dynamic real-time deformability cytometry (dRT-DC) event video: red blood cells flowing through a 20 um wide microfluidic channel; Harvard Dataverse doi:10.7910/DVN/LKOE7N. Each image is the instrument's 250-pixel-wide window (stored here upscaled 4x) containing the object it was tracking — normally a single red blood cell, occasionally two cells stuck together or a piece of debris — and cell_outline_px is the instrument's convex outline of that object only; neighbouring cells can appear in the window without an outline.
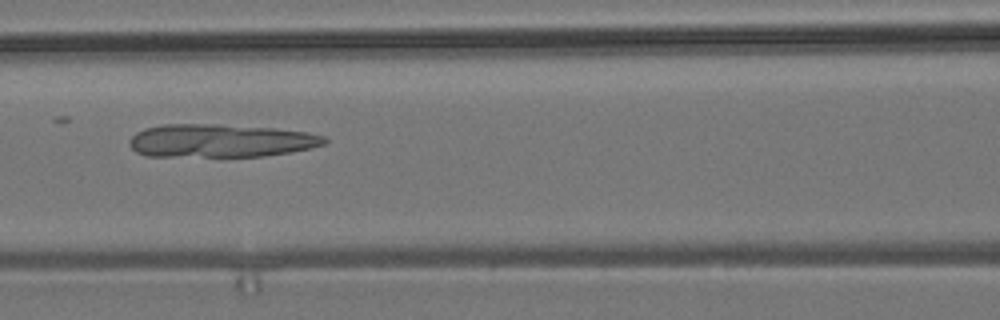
{"species": "common noctule bat (a hibernating species)", "species_latin": "Nyctalus noctula", "temperature_condition": "room temperature", "stored_images_in_passage": 6, "camera_frame_rate_fps": 3000, "um_per_image_px": 0.085, "animal": {"sex": "male", "body_mass_g": 19.2, "forearm_length_mm": 51.8}, "frame": {"image": 1, "passage_image": 3, "time_ms": 2.333, "image_size_px": [1000, 320], "cell_outline_px": [[328, 140], [324, 144], [312, 148], [264, 156], [144, 156], [136, 152], [128, 144], [128, 140], [136, 132], [144, 128], [164, 124], [216, 124], [276, 128], [308, 132], [324, 136]], "centroid_in_image_um": [18.72, 11.95], "position_along_channel_um": 147.9, "area_um2": 37.86}}
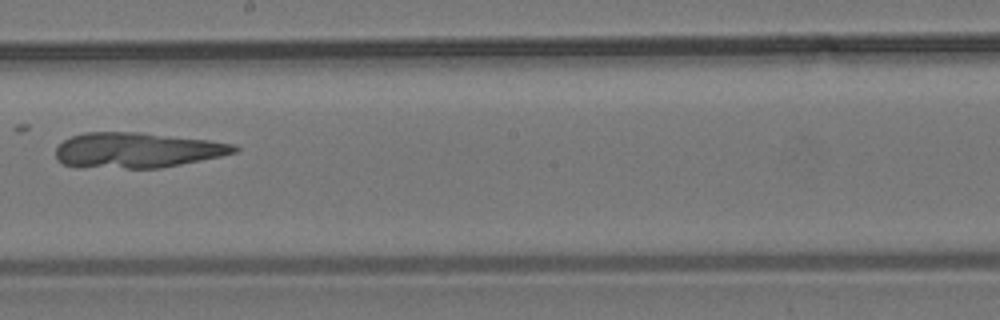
{"frame": {"image": 2, "passage_image": 5, "time_ms": 4.667, "image_size_px": [1000, 320], "cell_outline_px": [[240, 148], [236, 152], [220, 156], [160, 168], [124, 168], [64, 164], [56, 156], [56, 148], [64, 140], [72, 136], [84, 132], [140, 132], [208, 140], [236, 144]], "centroid_in_image_um": [11.7, 12.74], "position_along_channel_um": 236.5, "area_um2": 36.18}}
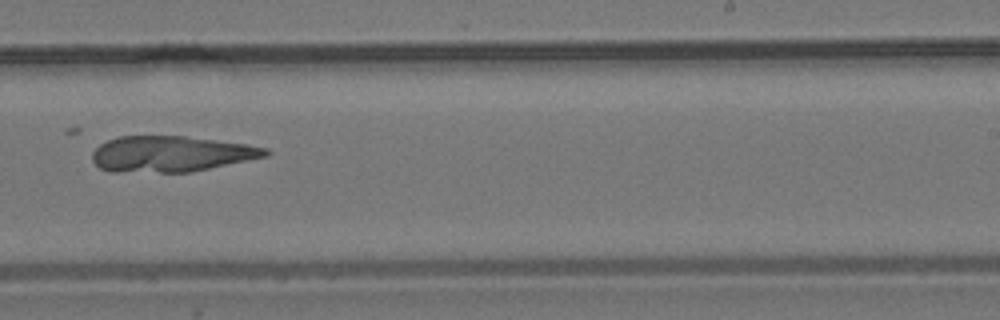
{"frame": {"image": 3, "passage_image": 6, "time_ms": 5.667, "image_size_px": [1000, 320], "cell_outline_px": [[272, 152], [268, 156], [192, 172], [112, 172], [100, 168], [92, 160], [92, 152], [100, 144], [108, 140], [120, 136], [184, 136], [248, 144], [268, 148]], "centroid_in_image_um": [14.56, 13.09], "position_along_channel_um": 274.4, "area_um2": 36.36}}